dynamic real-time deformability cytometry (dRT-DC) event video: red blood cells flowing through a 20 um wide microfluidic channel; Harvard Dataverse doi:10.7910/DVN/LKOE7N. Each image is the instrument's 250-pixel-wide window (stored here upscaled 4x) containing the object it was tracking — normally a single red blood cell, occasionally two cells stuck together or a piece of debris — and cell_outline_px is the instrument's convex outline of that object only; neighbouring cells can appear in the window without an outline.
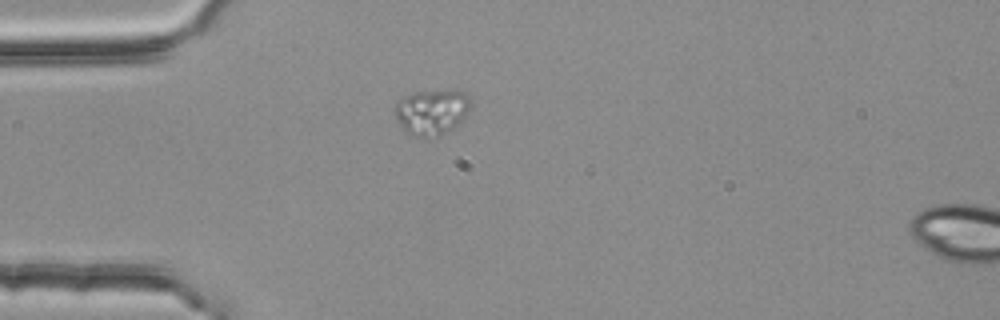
{"species": "common noctule bat (a hibernating species)", "species_latin": "Nyctalus noctula", "temperature_condition": "room temperature", "stored_images_in_passage": 2, "segment_of_instrument_passage": [1, 2], "camera_frame_rate_fps": 3000, "um_per_image_px": 0.085, "animal": {"sex": "female", "body_mass_g": 25.1}, "frame": {"image": 1, "passage_image": 1, "time_ms": 0.0, "image_size_px": [1000, 320], "cell_outline_px": [[472, 104], [464, 120], [452, 128], [428, 140], [412, 136], [400, 128], [396, 120], [396, 104], [404, 96], [416, 92], [444, 88], [452, 88], [464, 92], [472, 100]], "centroid_in_image_um": [36.73, 9.5], "position_along_channel_um": 48.3, "area_um2": 20.87}}